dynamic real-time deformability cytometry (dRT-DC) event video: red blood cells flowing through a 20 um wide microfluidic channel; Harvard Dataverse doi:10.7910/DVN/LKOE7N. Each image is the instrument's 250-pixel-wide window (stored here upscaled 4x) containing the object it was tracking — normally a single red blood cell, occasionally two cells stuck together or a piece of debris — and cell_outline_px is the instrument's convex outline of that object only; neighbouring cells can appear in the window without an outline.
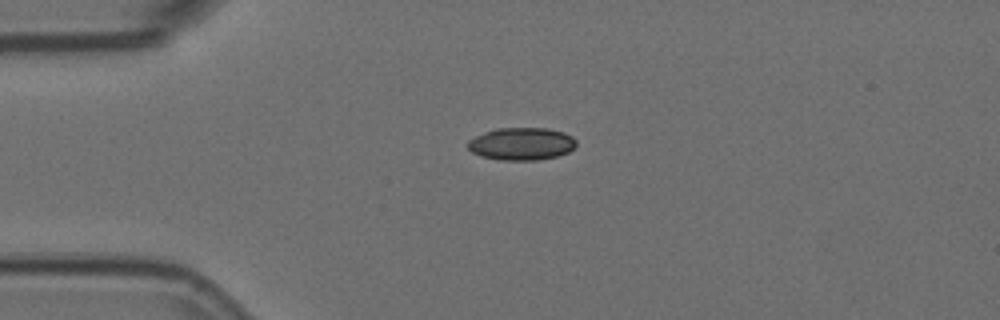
{"species": "Egyptian fruit bat (a non-hibernating species)", "species_latin": "Rousettus aegyptiacus", "temperature_condition": "room temperature", "stored_images_in_passage": 1, "camera_frame_rate_fps": 3000, "um_per_image_px": 0.085, "animal": {"sex": "female"}, "frame": {"image": 1, "passage_image": 1, "time_ms": 0.0, "image_size_px": [1000, 320], "cell_outline_px": [[576, 144], [568, 152], [556, 156], [536, 160], [500, 160], [480, 156], [472, 152], [468, 148], [468, 140], [484, 132], [496, 128], [548, 128], [564, 132], [572, 136], [576, 140]], "centroid_in_image_um": [44.32, 12.22], "position_along_channel_um": 40.7, "area_um2": 20.58}}